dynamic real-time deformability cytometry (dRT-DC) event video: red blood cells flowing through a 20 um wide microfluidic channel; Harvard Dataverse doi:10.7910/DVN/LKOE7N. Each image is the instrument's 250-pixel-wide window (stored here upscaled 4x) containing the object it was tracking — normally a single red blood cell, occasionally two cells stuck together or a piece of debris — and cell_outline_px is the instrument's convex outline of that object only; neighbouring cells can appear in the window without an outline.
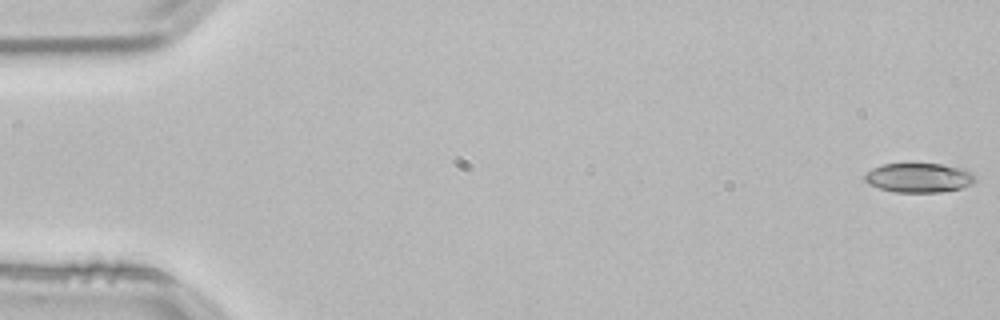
{"species": "common noctule bat (a hibernating species)", "species_latin": "Nyctalus noctula", "temperature_condition": "room temperature", "stored_images_in_passage": 53, "camera_frame_rate_fps": 3000, "um_per_image_px": 0.085, "animal": {"sex": "male", "body_mass_g": 21.5, "forearm_length_mm": 52.0}, "frame": {"image": 1, "passage_image": 1, "time_ms": 0.0, "image_size_px": [1000, 320], "cell_outline_px": [[976, 180], [972, 184], [964, 188], [940, 192], [892, 192], [868, 184], [864, 180], [864, 172], [880, 164], [940, 164], [964, 168], [972, 172], [976, 176]], "centroid_in_image_um": [78.11, 15.11], "position_along_channel_um": 6.9, "area_um2": 19.25}}
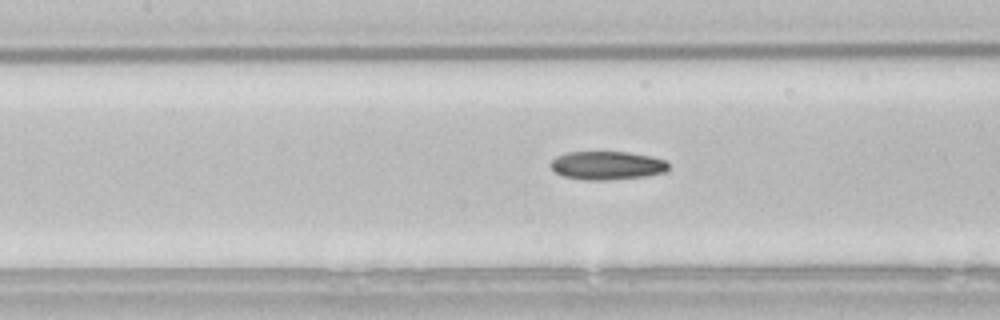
{"frame": {"image": 2, "passage_image": 24, "time_ms": 7.667, "image_size_px": [1000, 320], "cell_outline_px": [[668, 168], [664, 172], [644, 176], [608, 180], [584, 180], [564, 176], [556, 172], [552, 168], [552, 160], [556, 156], [568, 152], [628, 152], [648, 156], [664, 160], [668, 164]], "centroid_in_image_um": [51.58, 14.06], "position_along_channel_um": 155.8, "area_um2": 19.25}}
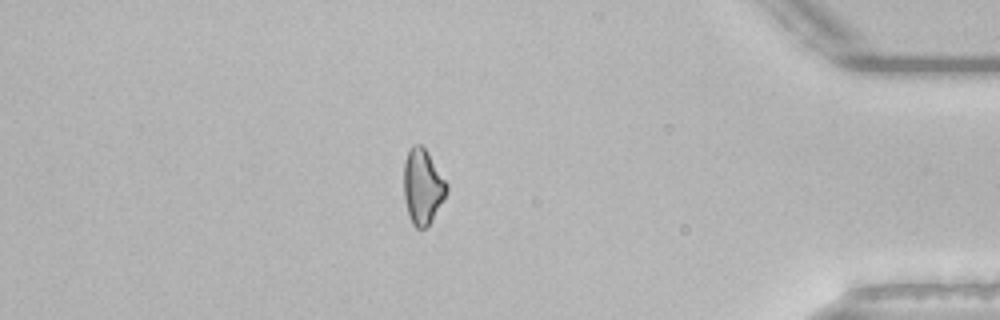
{"frame": {"image": 3, "passage_image": 46, "time_ms": 15.0, "image_size_px": [1000, 320], "cell_outline_px": [[448, 192], [444, 200], [432, 220], [424, 228], [416, 228], [412, 224], [404, 200], [404, 160], [412, 144], [420, 144], [424, 148], [448, 184]], "centroid_in_image_um": [35.92, 15.87], "position_along_channel_um": 399.3, "area_um2": 18.67}}